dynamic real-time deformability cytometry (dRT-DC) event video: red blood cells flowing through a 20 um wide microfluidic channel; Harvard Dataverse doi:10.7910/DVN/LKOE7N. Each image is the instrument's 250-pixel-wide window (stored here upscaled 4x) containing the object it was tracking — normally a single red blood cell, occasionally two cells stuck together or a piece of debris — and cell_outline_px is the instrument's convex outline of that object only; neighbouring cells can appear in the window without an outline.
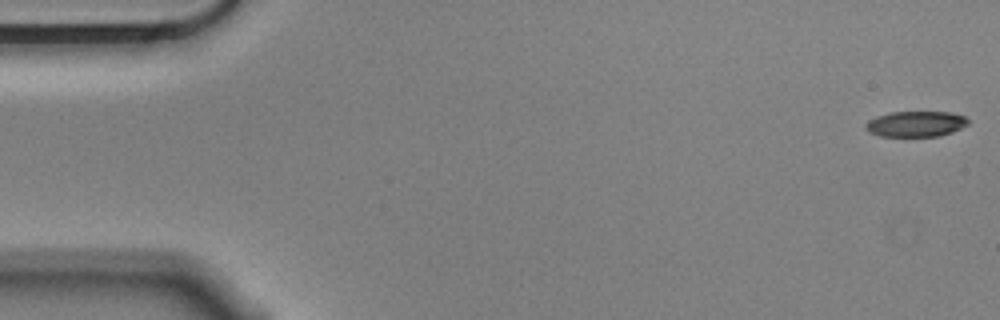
{"species": "Egyptian fruit bat (a non-hibernating species)", "species_latin": "Rousettus aegyptiacus", "temperature_condition": "cold", "stored_images_in_passage": 45, "camera_frame_rate_fps": 3000, "um_per_image_px": 0.085, "animal": {"sex": "male"}, "frame": {"image": 1, "passage_image": 1, "time_ms": 0.0, "image_size_px": [1000, 320], "cell_outline_px": [[968, 124], [952, 132], [940, 136], [880, 136], [868, 132], [864, 124], [868, 120], [876, 116], [888, 112], [948, 112], [964, 116], [968, 120]], "centroid_in_image_um": [77.8, 10.53], "position_along_channel_um": 7.2, "area_um2": 15.32}}
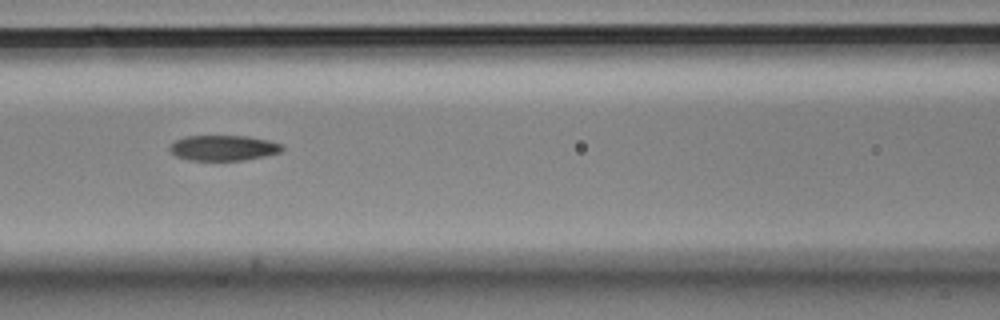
{"frame": {"image": 2, "passage_image": 24, "time_ms": 7.667, "image_size_px": [1000, 320], "cell_outline_px": [[284, 148], [280, 152], [264, 156], [244, 160], [188, 160], [176, 156], [168, 148], [176, 140], [184, 136], [248, 136], [268, 140], [284, 144]], "centroid_in_image_um": [19.01, 12.57], "position_along_channel_um": 147.6, "area_um2": 16.65}}
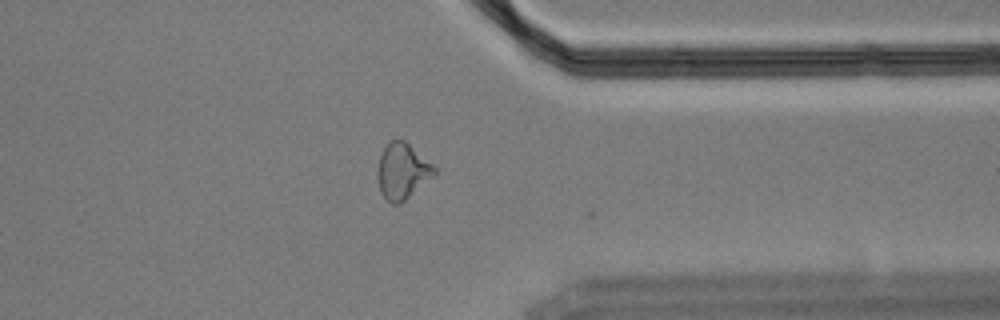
{"frame": {"image": 3, "passage_image": 44, "time_ms": 14.333, "image_size_px": [1000, 320], "cell_outline_px": [[436, 176], [400, 204], [392, 204], [380, 192], [376, 176], [376, 172], [380, 156], [388, 140], [404, 140], [432, 164], [436, 168]], "centroid_in_image_um": [34.2, 14.57], "position_along_channel_um": 377.2, "area_um2": 18.67}, "authors_computed_cell_mechanics": {"area_um2": 17.1666, "velocity_mm_per_s": 3.5376, "shape_relaxation_time_tau1_ms": 8.0469, "shape_relaxation_time_tau2_ms": 4.8384, "deformation_change_tau1": 0.2009, "deformation_change_tau2": 0.1269}}